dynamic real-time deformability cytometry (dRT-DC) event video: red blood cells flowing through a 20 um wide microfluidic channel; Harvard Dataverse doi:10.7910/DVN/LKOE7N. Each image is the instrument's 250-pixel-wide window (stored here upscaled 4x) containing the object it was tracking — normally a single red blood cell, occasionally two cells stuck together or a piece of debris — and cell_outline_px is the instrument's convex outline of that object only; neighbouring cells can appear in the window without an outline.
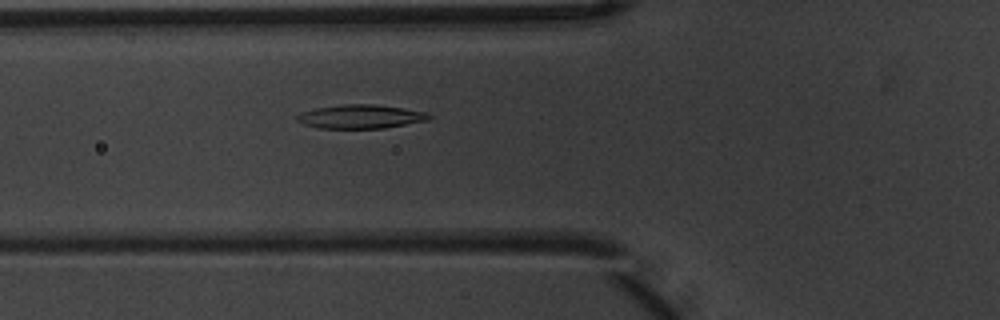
{"species": "common noctule bat (a hibernating species)", "species_latin": "Nyctalus noctula", "temperature_condition": "warm", "stored_images_in_passage": 3, "camera_frame_rate_fps": 3000, "um_per_image_px": 0.085, "animal": {"sex": "male", "body_mass_g": 20.1, "forearm_length_mm": 53.5}, "frame": {"image": 1, "passage_image": 3, "time_ms": 0.667, "image_size_px": [1000, 320], "cell_outline_px": [[432, 116], [428, 120], [384, 128], [316, 128], [304, 124], [296, 120], [296, 116], [300, 112], [316, 108], [344, 104], [372, 104], [428, 112]], "centroid_in_image_um": [30.62, 9.91], "position_along_channel_um": 95.2, "area_um2": 18.21}}